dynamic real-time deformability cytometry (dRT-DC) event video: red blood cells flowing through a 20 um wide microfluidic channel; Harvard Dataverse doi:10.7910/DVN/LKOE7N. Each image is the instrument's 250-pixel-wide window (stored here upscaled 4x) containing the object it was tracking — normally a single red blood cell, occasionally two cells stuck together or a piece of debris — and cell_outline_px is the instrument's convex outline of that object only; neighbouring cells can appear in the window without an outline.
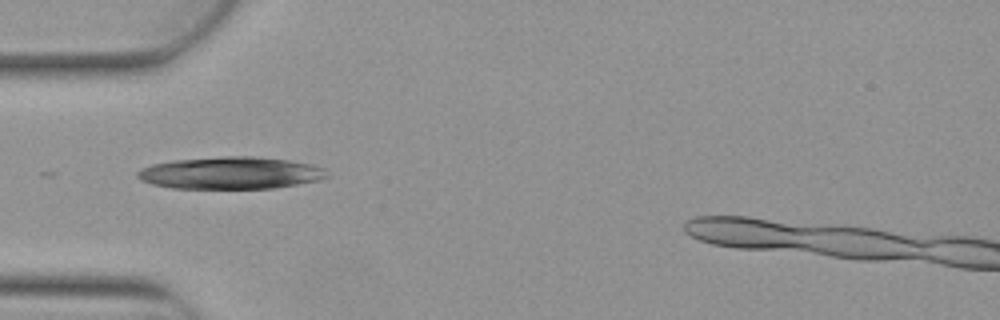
{"species": "Egyptian fruit bat (a non-hibernating species)", "species_latin": "Rousettus aegyptiacus", "temperature_condition": "warm", "stored_images_in_passage": 2, "camera_frame_rate_fps": 3000, "um_per_image_px": 0.085, "animal": {"sex": "female"}, "frame": {"image": 1, "passage_image": 1, "time_ms": 0.0, "image_size_px": [1000, 320], "cell_outline_px": [[328, 176], [320, 180], [272, 188], [172, 188], [152, 184], [140, 180], [136, 176], [136, 172], [140, 168], [152, 164], [172, 160], [224, 156], [256, 156], [288, 160], [312, 164], [324, 168]], "centroid_in_image_um": [19.57, 14.69], "position_along_channel_um": 65.4, "area_um2": 35.6}}
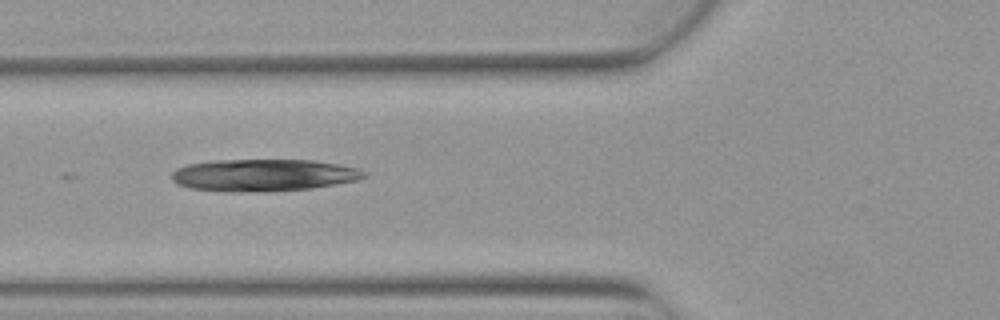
{"frame": {"image": 2, "passage_image": 2, "time_ms": 0.333, "image_size_px": [1000, 320], "cell_outline_px": [[368, 176], [356, 180], [312, 188], [260, 192], [228, 192], [188, 188], [176, 184], [172, 180], [172, 172], [176, 168], [188, 164], [212, 160], [312, 160], [340, 164], [356, 168], [368, 172]], "centroid_in_image_um": [22.37, 14.89], "position_along_channel_um": 103.4, "area_um2": 36.3}}